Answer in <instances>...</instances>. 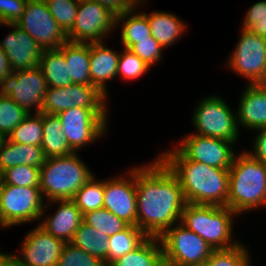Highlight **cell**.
I'll list each match as a JSON object with an SVG mask.
<instances>
[{
	"label": "cell",
	"instance_id": "cell-41",
	"mask_svg": "<svg viewBox=\"0 0 266 266\" xmlns=\"http://www.w3.org/2000/svg\"><path fill=\"white\" fill-rule=\"evenodd\" d=\"M129 50L151 67L161 60L164 49L153 36H150L149 39L137 40V43L133 44Z\"/></svg>",
	"mask_w": 266,
	"mask_h": 266
},
{
	"label": "cell",
	"instance_id": "cell-30",
	"mask_svg": "<svg viewBox=\"0 0 266 266\" xmlns=\"http://www.w3.org/2000/svg\"><path fill=\"white\" fill-rule=\"evenodd\" d=\"M148 236L137 226L129 225L126 229L115 233L108 239L109 250L107 266L136 249Z\"/></svg>",
	"mask_w": 266,
	"mask_h": 266
},
{
	"label": "cell",
	"instance_id": "cell-48",
	"mask_svg": "<svg viewBox=\"0 0 266 266\" xmlns=\"http://www.w3.org/2000/svg\"><path fill=\"white\" fill-rule=\"evenodd\" d=\"M3 184H4L3 171L0 169V190L3 187Z\"/></svg>",
	"mask_w": 266,
	"mask_h": 266
},
{
	"label": "cell",
	"instance_id": "cell-14",
	"mask_svg": "<svg viewBox=\"0 0 266 266\" xmlns=\"http://www.w3.org/2000/svg\"><path fill=\"white\" fill-rule=\"evenodd\" d=\"M106 95L95 85L70 84L66 87H48L40 113L58 114L74 107L85 109L106 108Z\"/></svg>",
	"mask_w": 266,
	"mask_h": 266
},
{
	"label": "cell",
	"instance_id": "cell-6",
	"mask_svg": "<svg viewBox=\"0 0 266 266\" xmlns=\"http://www.w3.org/2000/svg\"><path fill=\"white\" fill-rule=\"evenodd\" d=\"M164 263L169 266H191L209 259L213 248L199 235L181 223L167 229L159 237Z\"/></svg>",
	"mask_w": 266,
	"mask_h": 266
},
{
	"label": "cell",
	"instance_id": "cell-19",
	"mask_svg": "<svg viewBox=\"0 0 266 266\" xmlns=\"http://www.w3.org/2000/svg\"><path fill=\"white\" fill-rule=\"evenodd\" d=\"M50 203H60L55 214L46 217L39 225L55 238L70 243L76 230L83 222V214L72 199L53 200Z\"/></svg>",
	"mask_w": 266,
	"mask_h": 266
},
{
	"label": "cell",
	"instance_id": "cell-17",
	"mask_svg": "<svg viewBox=\"0 0 266 266\" xmlns=\"http://www.w3.org/2000/svg\"><path fill=\"white\" fill-rule=\"evenodd\" d=\"M128 173L127 177H115L104 181L103 207L129 225L137 226L135 167Z\"/></svg>",
	"mask_w": 266,
	"mask_h": 266
},
{
	"label": "cell",
	"instance_id": "cell-33",
	"mask_svg": "<svg viewBox=\"0 0 266 266\" xmlns=\"http://www.w3.org/2000/svg\"><path fill=\"white\" fill-rule=\"evenodd\" d=\"M83 221L102 231L108 237L126 229L129 224L114 215L111 211L103 208L83 214Z\"/></svg>",
	"mask_w": 266,
	"mask_h": 266
},
{
	"label": "cell",
	"instance_id": "cell-2",
	"mask_svg": "<svg viewBox=\"0 0 266 266\" xmlns=\"http://www.w3.org/2000/svg\"><path fill=\"white\" fill-rule=\"evenodd\" d=\"M159 158L179 180L187 203L227 207L229 169L191 161L177 148Z\"/></svg>",
	"mask_w": 266,
	"mask_h": 266
},
{
	"label": "cell",
	"instance_id": "cell-35",
	"mask_svg": "<svg viewBox=\"0 0 266 266\" xmlns=\"http://www.w3.org/2000/svg\"><path fill=\"white\" fill-rule=\"evenodd\" d=\"M29 112L17 105L10 97L0 96V132L8 137Z\"/></svg>",
	"mask_w": 266,
	"mask_h": 266
},
{
	"label": "cell",
	"instance_id": "cell-18",
	"mask_svg": "<svg viewBox=\"0 0 266 266\" xmlns=\"http://www.w3.org/2000/svg\"><path fill=\"white\" fill-rule=\"evenodd\" d=\"M6 26L15 29L0 42V47L8 57L13 72L38 67L42 48L16 24H6Z\"/></svg>",
	"mask_w": 266,
	"mask_h": 266
},
{
	"label": "cell",
	"instance_id": "cell-42",
	"mask_svg": "<svg viewBox=\"0 0 266 266\" xmlns=\"http://www.w3.org/2000/svg\"><path fill=\"white\" fill-rule=\"evenodd\" d=\"M28 0H0V23L16 24L24 13Z\"/></svg>",
	"mask_w": 266,
	"mask_h": 266
},
{
	"label": "cell",
	"instance_id": "cell-1",
	"mask_svg": "<svg viewBox=\"0 0 266 266\" xmlns=\"http://www.w3.org/2000/svg\"><path fill=\"white\" fill-rule=\"evenodd\" d=\"M155 160L135 167L137 227L160 237L181 220L187 202L177 177L160 158Z\"/></svg>",
	"mask_w": 266,
	"mask_h": 266
},
{
	"label": "cell",
	"instance_id": "cell-44",
	"mask_svg": "<svg viewBox=\"0 0 266 266\" xmlns=\"http://www.w3.org/2000/svg\"><path fill=\"white\" fill-rule=\"evenodd\" d=\"M258 133L254 140V151L248 152L254 159L266 165V128L257 129Z\"/></svg>",
	"mask_w": 266,
	"mask_h": 266
},
{
	"label": "cell",
	"instance_id": "cell-3",
	"mask_svg": "<svg viewBox=\"0 0 266 266\" xmlns=\"http://www.w3.org/2000/svg\"><path fill=\"white\" fill-rule=\"evenodd\" d=\"M228 188L227 207L237 215L266 204V165L247 152L235 155Z\"/></svg>",
	"mask_w": 266,
	"mask_h": 266
},
{
	"label": "cell",
	"instance_id": "cell-24",
	"mask_svg": "<svg viewBox=\"0 0 266 266\" xmlns=\"http://www.w3.org/2000/svg\"><path fill=\"white\" fill-rule=\"evenodd\" d=\"M163 248L159 237L148 236L136 249L108 266H162Z\"/></svg>",
	"mask_w": 266,
	"mask_h": 266
},
{
	"label": "cell",
	"instance_id": "cell-9",
	"mask_svg": "<svg viewBox=\"0 0 266 266\" xmlns=\"http://www.w3.org/2000/svg\"><path fill=\"white\" fill-rule=\"evenodd\" d=\"M57 115L73 152L103 136L107 128V109L74 107L61 111Z\"/></svg>",
	"mask_w": 266,
	"mask_h": 266
},
{
	"label": "cell",
	"instance_id": "cell-20",
	"mask_svg": "<svg viewBox=\"0 0 266 266\" xmlns=\"http://www.w3.org/2000/svg\"><path fill=\"white\" fill-rule=\"evenodd\" d=\"M241 96L237 125L251 130L266 128V84H247Z\"/></svg>",
	"mask_w": 266,
	"mask_h": 266
},
{
	"label": "cell",
	"instance_id": "cell-31",
	"mask_svg": "<svg viewBox=\"0 0 266 266\" xmlns=\"http://www.w3.org/2000/svg\"><path fill=\"white\" fill-rule=\"evenodd\" d=\"M31 114L32 113H29L27 117L12 130L7 137L9 141L41 146L43 135L42 113Z\"/></svg>",
	"mask_w": 266,
	"mask_h": 266
},
{
	"label": "cell",
	"instance_id": "cell-39",
	"mask_svg": "<svg viewBox=\"0 0 266 266\" xmlns=\"http://www.w3.org/2000/svg\"><path fill=\"white\" fill-rule=\"evenodd\" d=\"M57 266H105L99 258L91 256L71 242L65 243Z\"/></svg>",
	"mask_w": 266,
	"mask_h": 266
},
{
	"label": "cell",
	"instance_id": "cell-28",
	"mask_svg": "<svg viewBox=\"0 0 266 266\" xmlns=\"http://www.w3.org/2000/svg\"><path fill=\"white\" fill-rule=\"evenodd\" d=\"M135 9L136 7L131 8L115 16V26H118L120 22L124 23L120 36L122 45L127 49L136 44L137 40L149 39L152 36L146 13L137 14Z\"/></svg>",
	"mask_w": 266,
	"mask_h": 266
},
{
	"label": "cell",
	"instance_id": "cell-25",
	"mask_svg": "<svg viewBox=\"0 0 266 266\" xmlns=\"http://www.w3.org/2000/svg\"><path fill=\"white\" fill-rule=\"evenodd\" d=\"M146 17L152 36L162 48L171 46L186 29L182 20L172 13L154 11L150 15L146 13Z\"/></svg>",
	"mask_w": 266,
	"mask_h": 266
},
{
	"label": "cell",
	"instance_id": "cell-50",
	"mask_svg": "<svg viewBox=\"0 0 266 266\" xmlns=\"http://www.w3.org/2000/svg\"><path fill=\"white\" fill-rule=\"evenodd\" d=\"M0 228H3V227H6L5 224L3 223L2 219H1V216H0Z\"/></svg>",
	"mask_w": 266,
	"mask_h": 266
},
{
	"label": "cell",
	"instance_id": "cell-26",
	"mask_svg": "<svg viewBox=\"0 0 266 266\" xmlns=\"http://www.w3.org/2000/svg\"><path fill=\"white\" fill-rule=\"evenodd\" d=\"M46 80L47 87H66L73 84L69 64L59 49L43 50L38 66Z\"/></svg>",
	"mask_w": 266,
	"mask_h": 266
},
{
	"label": "cell",
	"instance_id": "cell-5",
	"mask_svg": "<svg viewBox=\"0 0 266 266\" xmlns=\"http://www.w3.org/2000/svg\"><path fill=\"white\" fill-rule=\"evenodd\" d=\"M235 215L229 207L187 203L180 222L205 240L213 250H225L240 244L231 239Z\"/></svg>",
	"mask_w": 266,
	"mask_h": 266
},
{
	"label": "cell",
	"instance_id": "cell-10",
	"mask_svg": "<svg viewBox=\"0 0 266 266\" xmlns=\"http://www.w3.org/2000/svg\"><path fill=\"white\" fill-rule=\"evenodd\" d=\"M240 40L227 61L249 84H266V38L242 28Z\"/></svg>",
	"mask_w": 266,
	"mask_h": 266
},
{
	"label": "cell",
	"instance_id": "cell-29",
	"mask_svg": "<svg viewBox=\"0 0 266 266\" xmlns=\"http://www.w3.org/2000/svg\"><path fill=\"white\" fill-rule=\"evenodd\" d=\"M108 239L105 233L83 221L76 230L71 243L91 256L99 258L107 266Z\"/></svg>",
	"mask_w": 266,
	"mask_h": 266
},
{
	"label": "cell",
	"instance_id": "cell-22",
	"mask_svg": "<svg viewBox=\"0 0 266 266\" xmlns=\"http://www.w3.org/2000/svg\"><path fill=\"white\" fill-rule=\"evenodd\" d=\"M41 146L20 144L6 139L0 148V169L5 171L17 165L41 167L46 162Z\"/></svg>",
	"mask_w": 266,
	"mask_h": 266
},
{
	"label": "cell",
	"instance_id": "cell-8",
	"mask_svg": "<svg viewBox=\"0 0 266 266\" xmlns=\"http://www.w3.org/2000/svg\"><path fill=\"white\" fill-rule=\"evenodd\" d=\"M40 187L3 185L0 190V216L5 226L20 225L41 219L47 209Z\"/></svg>",
	"mask_w": 266,
	"mask_h": 266
},
{
	"label": "cell",
	"instance_id": "cell-13",
	"mask_svg": "<svg viewBox=\"0 0 266 266\" xmlns=\"http://www.w3.org/2000/svg\"><path fill=\"white\" fill-rule=\"evenodd\" d=\"M47 88L42 70L35 67L9 73L0 81V96L10 97L29 113L36 106L35 113H39Z\"/></svg>",
	"mask_w": 266,
	"mask_h": 266
},
{
	"label": "cell",
	"instance_id": "cell-32",
	"mask_svg": "<svg viewBox=\"0 0 266 266\" xmlns=\"http://www.w3.org/2000/svg\"><path fill=\"white\" fill-rule=\"evenodd\" d=\"M82 214L103 208L104 181L90 178L75 194L72 199Z\"/></svg>",
	"mask_w": 266,
	"mask_h": 266
},
{
	"label": "cell",
	"instance_id": "cell-27",
	"mask_svg": "<svg viewBox=\"0 0 266 266\" xmlns=\"http://www.w3.org/2000/svg\"><path fill=\"white\" fill-rule=\"evenodd\" d=\"M43 135L41 147L45 156H67L71 150L66 136L62 131L61 120L57 114L42 113Z\"/></svg>",
	"mask_w": 266,
	"mask_h": 266
},
{
	"label": "cell",
	"instance_id": "cell-4",
	"mask_svg": "<svg viewBox=\"0 0 266 266\" xmlns=\"http://www.w3.org/2000/svg\"><path fill=\"white\" fill-rule=\"evenodd\" d=\"M93 176L76 152L49 157L40 167V192L49 201L73 199Z\"/></svg>",
	"mask_w": 266,
	"mask_h": 266
},
{
	"label": "cell",
	"instance_id": "cell-34",
	"mask_svg": "<svg viewBox=\"0 0 266 266\" xmlns=\"http://www.w3.org/2000/svg\"><path fill=\"white\" fill-rule=\"evenodd\" d=\"M48 10L67 34L73 27L78 10L79 0H44Z\"/></svg>",
	"mask_w": 266,
	"mask_h": 266
},
{
	"label": "cell",
	"instance_id": "cell-11",
	"mask_svg": "<svg viewBox=\"0 0 266 266\" xmlns=\"http://www.w3.org/2000/svg\"><path fill=\"white\" fill-rule=\"evenodd\" d=\"M115 16L106 6L95 0H79L74 25L67 33L68 41L74 43L102 42V38L115 29L113 28L116 27Z\"/></svg>",
	"mask_w": 266,
	"mask_h": 266
},
{
	"label": "cell",
	"instance_id": "cell-12",
	"mask_svg": "<svg viewBox=\"0 0 266 266\" xmlns=\"http://www.w3.org/2000/svg\"><path fill=\"white\" fill-rule=\"evenodd\" d=\"M16 25L26 31L42 50L58 49L68 41L67 34L50 14L44 0H28Z\"/></svg>",
	"mask_w": 266,
	"mask_h": 266
},
{
	"label": "cell",
	"instance_id": "cell-47",
	"mask_svg": "<svg viewBox=\"0 0 266 266\" xmlns=\"http://www.w3.org/2000/svg\"><path fill=\"white\" fill-rule=\"evenodd\" d=\"M6 139H7V137L0 132V148L3 146Z\"/></svg>",
	"mask_w": 266,
	"mask_h": 266
},
{
	"label": "cell",
	"instance_id": "cell-46",
	"mask_svg": "<svg viewBox=\"0 0 266 266\" xmlns=\"http://www.w3.org/2000/svg\"><path fill=\"white\" fill-rule=\"evenodd\" d=\"M14 263L13 254H5L0 252V266H13Z\"/></svg>",
	"mask_w": 266,
	"mask_h": 266
},
{
	"label": "cell",
	"instance_id": "cell-7",
	"mask_svg": "<svg viewBox=\"0 0 266 266\" xmlns=\"http://www.w3.org/2000/svg\"><path fill=\"white\" fill-rule=\"evenodd\" d=\"M198 135L236 143L239 132L236 113L221 97L212 95L203 99L193 116Z\"/></svg>",
	"mask_w": 266,
	"mask_h": 266
},
{
	"label": "cell",
	"instance_id": "cell-15",
	"mask_svg": "<svg viewBox=\"0 0 266 266\" xmlns=\"http://www.w3.org/2000/svg\"><path fill=\"white\" fill-rule=\"evenodd\" d=\"M233 144L234 142L227 140L191 134L184 137L176 148L191 161L229 169L236 155L232 148Z\"/></svg>",
	"mask_w": 266,
	"mask_h": 266
},
{
	"label": "cell",
	"instance_id": "cell-38",
	"mask_svg": "<svg viewBox=\"0 0 266 266\" xmlns=\"http://www.w3.org/2000/svg\"><path fill=\"white\" fill-rule=\"evenodd\" d=\"M123 53H120L117 66V75L121 74L124 80H133L141 77L149 69L144 61H142L135 53L127 48H123Z\"/></svg>",
	"mask_w": 266,
	"mask_h": 266
},
{
	"label": "cell",
	"instance_id": "cell-43",
	"mask_svg": "<svg viewBox=\"0 0 266 266\" xmlns=\"http://www.w3.org/2000/svg\"><path fill=\"white\" fill-rule=\"evenodd\" d=\"M101 5L106 6L115 15L121 14L126 10H130L136 6L139 7V3L142 4L144 0H95Z\"/></svg>",
	"mask_w": 266,
	"mask_h": 266
},
{
	"label": "cell",
	"instance_id": "cell-21",
	"mask_svg": "<svg viewBox=\"0 0 266 266\" xmlns=\"http://www.w3.org/2000/svg\"><path fill=\"white\" fill-rule=\"evenodd\" d=\"M120 53L106 48L102 42L90 43V76L91 83L104 95H108L106 81L117 76V66Z\"/></svg>",
	"mask_w": 266,
	"mask_h": 266
},
{
	"label": "cell",
	"instance_id": "cell-37",
	"mask_svg": "<svg viewBox=\"0 0 266 266\" xmlns=\"http://www.w3.org/2000/svg\"><path fill=\"white\" fill-rule=\"evenodd\" d=\"M242 244L225 250H214L207 260L210 266H251L250 255Z\"/></svg>",
	"mask_w": 266,
	"mask_h": 266
},
{
	"label": "cell",
	"instance_id": "cell-36",
	"mask_svg": "<svg viewBox=\"0 0 266 266\" xmlns=\"http://www.w3.org/2000/svg\"><path fill=\"white\" fill-rule=\"evenodd\" d=\"M3 185L22 187H40V168L28 165H17L3 171Z\"/></svg>",
	"mask_w": 266,
	"mask_h": 266
},
{
	"label": "cell",
	"instance_id": "cell-49",
	"mask_svg": "<svg viewBox=\"0 0 266 266\" xmlns=\"http://www.w3.org/2000/svg\"><path fill=\"white\" fill-rule=\"evenodd\" d=\"M191 266H210V263L208 261H205V262H202V263H199V264H194V265H191Z\"/></svg>",
	"mask_w": 266,
	"mask_h": 266
},
{
	"label": "cell",
	"instance_id": "cell-40",
	"mask_svg": "<svg viewBox=\"0 0 266 266\" xmlns=\"http://www.w3.org/2000/svg\"><path fill=\"white\" fill-rule=\"evenodd\" d=\"M242 28L266 38V1H259L249 8Z\"/></svg>",
	"mask_w": 266,
	"mask_h": 266
},
{
	"label": "cell",
	"instance_id": "cell-16",
	"mask_svg": "<svg viewBox=\"0 0 266 266\" xmlns=\"http://www.w3.org/2000/svg\"><path fill=\"white\" fill-rule=\"evenodd\" d=\"M64 244L38 225L22 242V258L13 254L14 262L18 266H57Z\"/></svg>",
	"mask_w": 266,
	"mask_h": 266
},
{
	"label": "cell",
	"instance_id": "cell-45",
	"mask_svg": "<svg viewBox=\"0 0 266 266\" xmlns=\"http://www.w3.org/2000/svg\"><path fill=\"white\" fill-rule=\"evenodd\" d=\"M13 72L8 57L0 47V81L3 80L9 73Z\"/></svg>",
	"mask_w": 266,
	"mask_h": 266
},
{
	"label": "cell",
	"instance_id": "cell-23",
	"mask_svg": "<svg viewBox=\"0 0 266 266\" xmlns=\"http://www.w3.org/2000/svg\"><path fill=\"white\" fill-rule=\"evenodd\" d=\"M69 64L70 77L73 83L92 85L90 76V43L67 41L58 48Z\"/></svg>",
	"mask_w": 266,
	"mask_h": 266
}]
</instances>
